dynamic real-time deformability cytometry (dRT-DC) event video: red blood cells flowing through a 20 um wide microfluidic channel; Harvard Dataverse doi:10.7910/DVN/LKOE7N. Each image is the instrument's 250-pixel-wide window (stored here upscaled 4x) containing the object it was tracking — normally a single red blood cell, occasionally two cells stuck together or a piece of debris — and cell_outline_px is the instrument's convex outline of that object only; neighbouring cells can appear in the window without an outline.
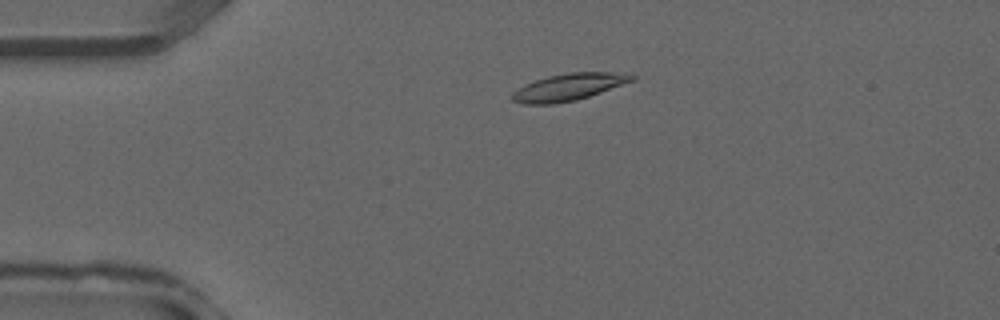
{"species": "common noctule bat (a hibernating species)", "species_latin": "Nyctalus noctula", "temperature_condition": "warm", "stored_images_in_passage": 35, "camera_frame_rate_fps": 3000, "um_per_image_px": 0.085, "animal": {"sex": "male", "forearm_length_mm": 52.5}, "frame": {"image": 1, "passage_image": 6, "time_ms": 1.667, "image_size_px": [1000, 320], "cell_outline_px": [[636, 76], [632, 80], [600, 92], [576, 100], [552, 104], [520, 104], [512, 100], [512, 92], [524, 84], [548, 76], [568, 72], [612, 72]], "centroid_in_image_um": [48.24, 7.4], "position_along_channel_um": 36.8, "area_um2": 18.5}}
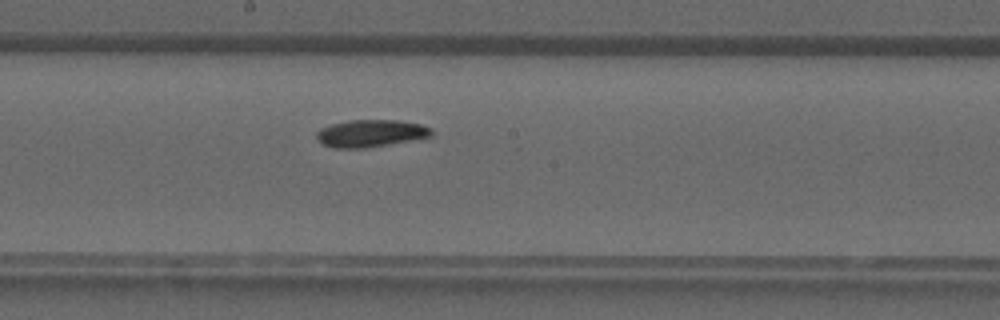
{"frame": {"image": 2, "passage_image": 18, "time_ms": 5.667, "image_size_px": [1000, 320], "cell_outline_px": [[432, 136], [388, 144], [364, 148], [332, 148], [320, 144], [316, 140], [316, 132], [320, 128], [332, 124], [348, 120], [396, 120], [420, 124], [432, 128]], "centroid_in_image_um": [31.44, 11.34], "position_along_channel_um": 216.8, "area_um2": 18.32}}
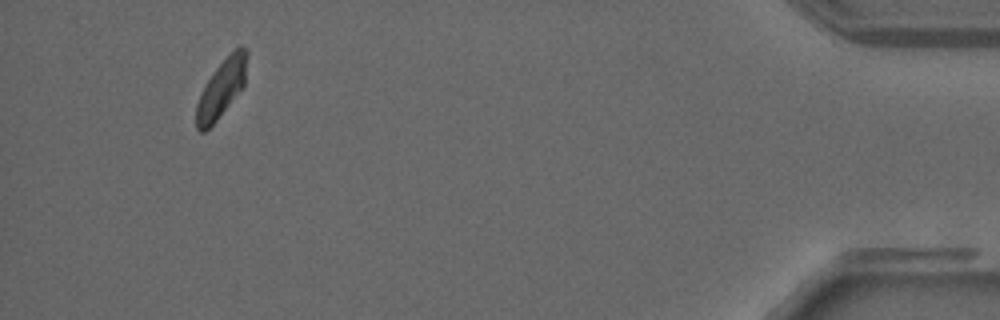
{"frame": {"image": 3, "passage_image": 33, "time_ms": 10.667, "image_size_px": [1000, 320], "cell_outline_px": [[248, 56], [244, 84], [216, 120], [204, 132], [200, 132], [196, 128], [196, 104], [200, 92], [216, 68], [240, 44], [248, 52]], "centroid_in_image_um": [18.81, 7.51], "position_along_channel_um": 416.4, "area_um2": 16.59}}